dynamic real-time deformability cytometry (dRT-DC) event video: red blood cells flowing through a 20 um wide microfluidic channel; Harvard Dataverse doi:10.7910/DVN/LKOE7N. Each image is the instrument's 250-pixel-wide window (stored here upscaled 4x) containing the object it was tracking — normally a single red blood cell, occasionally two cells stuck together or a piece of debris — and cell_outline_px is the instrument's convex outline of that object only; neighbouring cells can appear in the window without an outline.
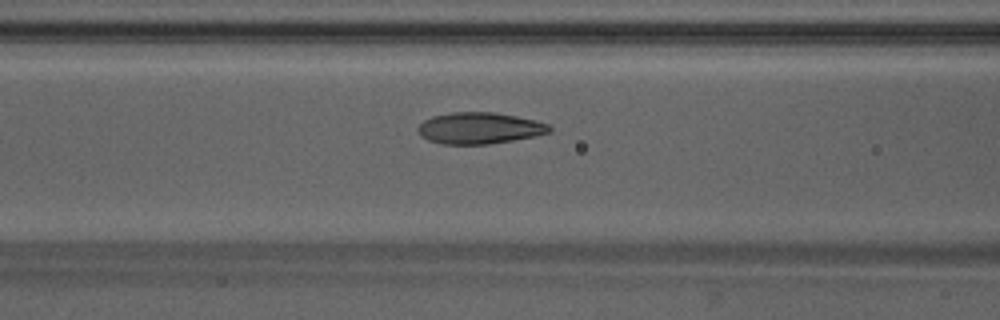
{"species": "Egyptian fruit bat (a non-hibernating species)", "species_latin": "Rousettus aegyptiacus", "temperature_condition": "warm", "stored_images_in_passage": 47, "camera_frame_rate_fps": 3000, "um_per_image_px": 0.085, "animal": {"sex": "male"}, "frame": {"image": 1, "passage_image": 20, "time_ms": 6.333, "image_size_px": [1000, 320], "cell_outline_px": [[552, 132], [512, 140], [488, 144], [444, 144], [428, 140], [420, 136], [416, 128], [424, 120], [432, 116], [452, 112], [492, 112], [516, 116], [536, 120], [548, 124], [552, 128]], "centroid_in_image_um": [40.73, 10.89], "position_along_channel_um": 125.9, "area_um2": 24.04}}
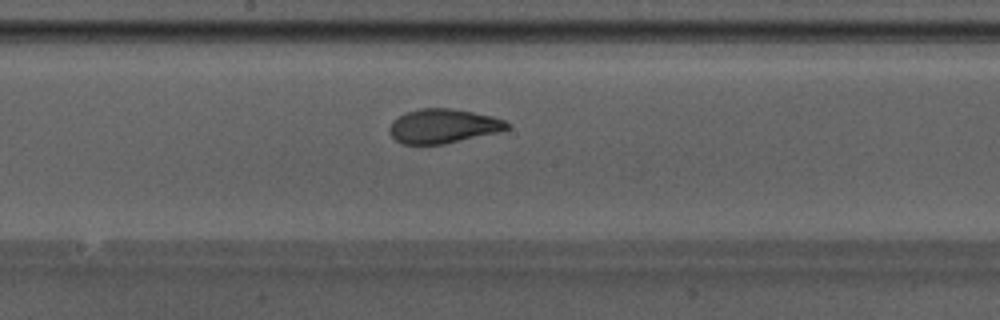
{"frame": {"image": 2, "passage_image": 26, "time_ms": 8.333, "image_size_px": [1000, 320], "cell_outline_px": [[508, 128], [500, 132], [444, 144], [404, 144], [396, 140], [388, 132], [388, 128], [392, 120], [404, 112], [420, 108], [452, 108], [492, 116], [504, 120], [508, 124]], "centroid_in_image_um": [37.63, 10.71], "position_along_channel_um": 210.6, "area_um2": 23.58}}
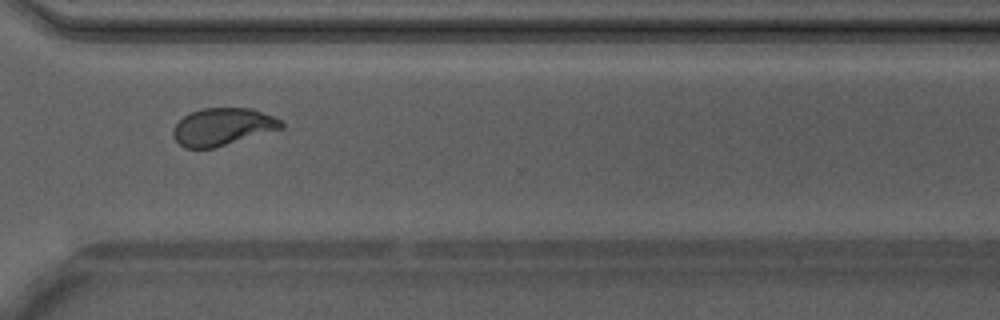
{"frame": {"image": 3, "passage_image": 36, "time_ms": 11.667, "image_size_px": [1000, 320], "cell_outline_px": [[284, 128], [212, 148], [184, 148], [172, 136], [172, 128], [184, 116], [192, 112], [204, 108], [252, 108], [272, 116], [280, 120], [284, 124]], "centroid_in_image_um": [18.91, 10.77], "position_along_channel_um": 351.7, "area_um2": 23.35}, "authors_computed_cell_mechanics": {"area_um2": 24.0448, "velocity_mm_per_s": 4.2386, "shape_relaxation_time_tau1_ms": 3.8226, "shape_relaxation_time_tau2_ms": 0.8985, "deformation_change_tau1": 0.1649, "deformation_change_tau2": 0.0684}}